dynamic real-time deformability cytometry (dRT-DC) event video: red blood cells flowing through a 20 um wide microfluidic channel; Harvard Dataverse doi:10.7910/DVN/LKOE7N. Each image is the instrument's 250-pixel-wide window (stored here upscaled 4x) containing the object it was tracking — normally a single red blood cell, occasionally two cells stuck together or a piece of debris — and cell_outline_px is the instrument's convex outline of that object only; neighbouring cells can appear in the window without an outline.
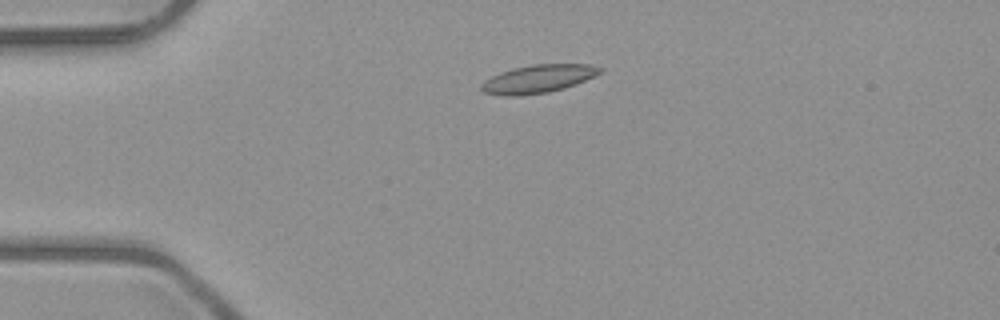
{"species": "common noctule bat (a hibernating species)", "species_latin": "Nyctalus noctula", "temperature_condition": "room temperature", "stored_images_in_passage": 5, "camera_frame_rate_fps": 3000, "um_per_image_px": 0.085, "animal": {"sex": "male", "body_mass_g": 23.1, "forearm_length_mm": 52.7}, "frame": {"image": 1, "passage_image": 3, "time_ms": 2.333, "image_size_px": [1000, 320], "cell_outline_px": [[604, 72], [576, 84], [564, 88], [548, 92], [520, 96], [500, 96], [484, 92], [480, 88], [480, 84], [484, 80], [500, 72], [512, 68], [532, 64], [588, 64], [604, 68]], "centroid_in_image_um": [45.74, 6.7], "position_along_channel_um": 39.3, "area_um2": 19.71}}
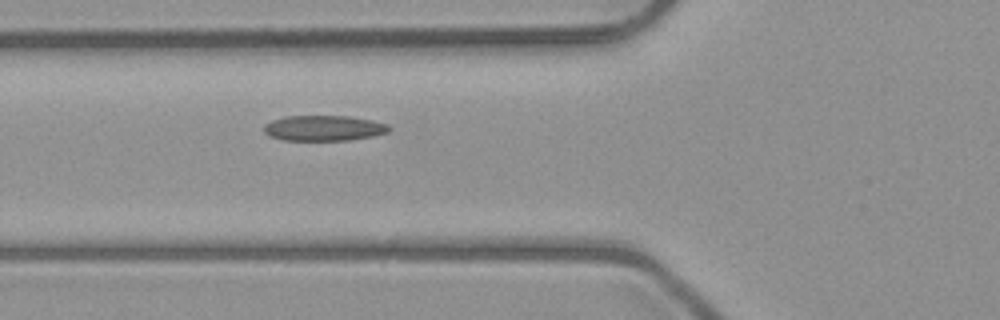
{"frame": {"image": 2, "passage_image": 5, "time_ms": 4.667, "image_size_px": [1000, 320], "cell_outline_px": [[392, 128], [388, 132], [372, 136], [348, 140], [284, 140], [268, 136], [264, 132], [264, 124], [272, 120], [284, 116], [348, 116], [372, 120], [388, 124]], "centroid_in_image_um": [27.51, 10.88], "position_along_channel_um": 98.3, "area_um2": 18.61}}